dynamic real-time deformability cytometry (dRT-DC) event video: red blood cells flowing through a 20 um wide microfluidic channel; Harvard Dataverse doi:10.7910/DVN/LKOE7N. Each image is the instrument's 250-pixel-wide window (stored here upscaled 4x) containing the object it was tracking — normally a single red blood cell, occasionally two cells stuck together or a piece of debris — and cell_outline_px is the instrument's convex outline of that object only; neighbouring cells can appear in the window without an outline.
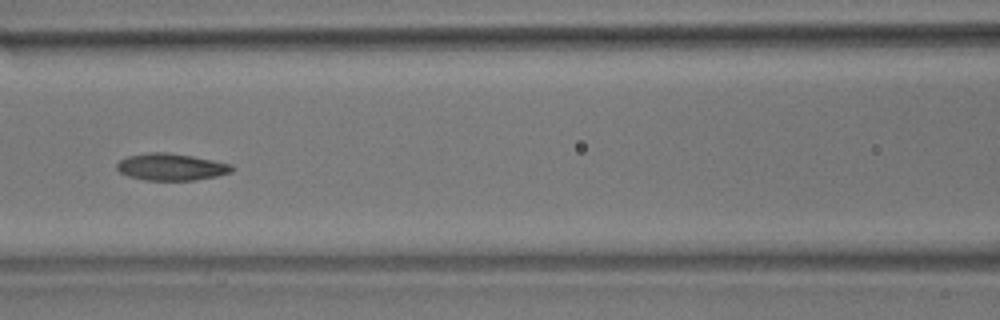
{"species": "common noctule bat (a hibernating species)", "species_latin": "Nyctalus noctula", "temperature_condition": "room temperature", "stored_images_in_passage": 9, "camera_frame_rate_fps": 3000, "um_per_image_px": 0.085, "animal": {"sex": "male", "body_mass_g": 17.9}, "frame": {"image": 1, "passage_image": 6, "time_ms": 6.667, "image_size_px": [1000, 320], "cell_outline_px": [[236, 168], [232, 172], [216, 176], [192, 180], [144, 180], [128, 176], [120, 172], [116, 168], [116, 164], [120, 160], [128, 156], [148, 152], [168, 152], [192, 156], [232, 164]], "centroid_in_image_um": [14.55, 14.18], "position_along_channel_um": 152.0, "area_um2": 18.09}}
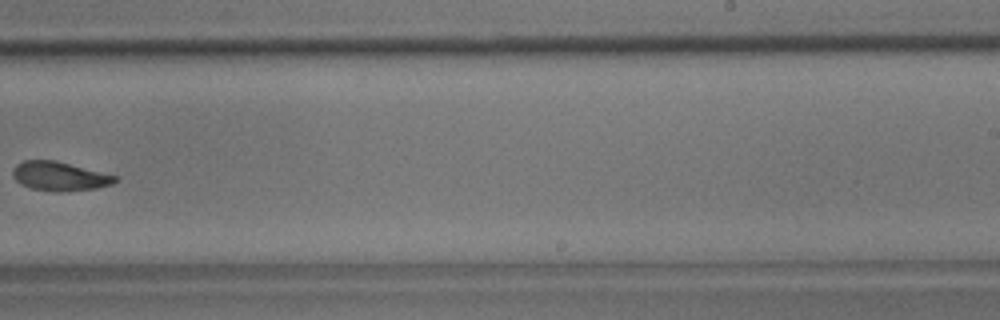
{"frame": {"image": 2, "passage_image": 9, "time_ms": 10.333, "image_size_px": [1000, 320], "cell_outline_px": [[120, 176], [112, 184], [96, 188], [64, 192], [56, 192], [32, 188], [20, 184], [12, 176], [12, 172], [16, 164], [24, 160], [56, 160]], "centroid_in_image_um": [5.08, 14.97], "position_along_channel_um": 283.9, "area_um2": 17.51}}